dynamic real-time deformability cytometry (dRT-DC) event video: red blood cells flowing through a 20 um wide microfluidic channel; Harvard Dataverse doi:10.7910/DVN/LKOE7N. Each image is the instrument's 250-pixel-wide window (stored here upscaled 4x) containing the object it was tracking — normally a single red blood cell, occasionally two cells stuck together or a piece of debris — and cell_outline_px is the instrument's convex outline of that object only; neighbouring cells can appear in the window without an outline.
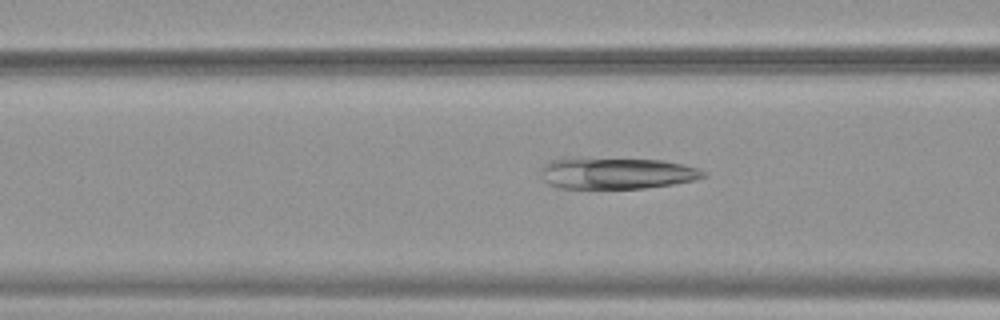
{"species": "common noctule bat (a hibernating species)", "species_latin": "Nyctalus noctula", "temperature_condition": "warm", "stored_images_in_passage": 10, "camera_frame_rate_fps": 3000, "um_per_image_px": 0.085, "animal": {"sex": "female", "body_mass_g": 19.9}, "frame": {"image": 1, "passage_image": 7, "time_ms": 2.0, "image_size_px": [1000, 320], "cell_outline_px": [[708, 172], [704, 176], [696, 180], [672, 184], [644, 188], [556, 188], [548, 184], [544, 180], [540, 172], [540, 168], [544, 164], [552, 160], [564, 156], [664, 160], [684, 164], [700, 168]], "centroid_in_image_um": [52.37, 14.69], "position_along_channel_um": 114.2, "area_um2": 30.69}}